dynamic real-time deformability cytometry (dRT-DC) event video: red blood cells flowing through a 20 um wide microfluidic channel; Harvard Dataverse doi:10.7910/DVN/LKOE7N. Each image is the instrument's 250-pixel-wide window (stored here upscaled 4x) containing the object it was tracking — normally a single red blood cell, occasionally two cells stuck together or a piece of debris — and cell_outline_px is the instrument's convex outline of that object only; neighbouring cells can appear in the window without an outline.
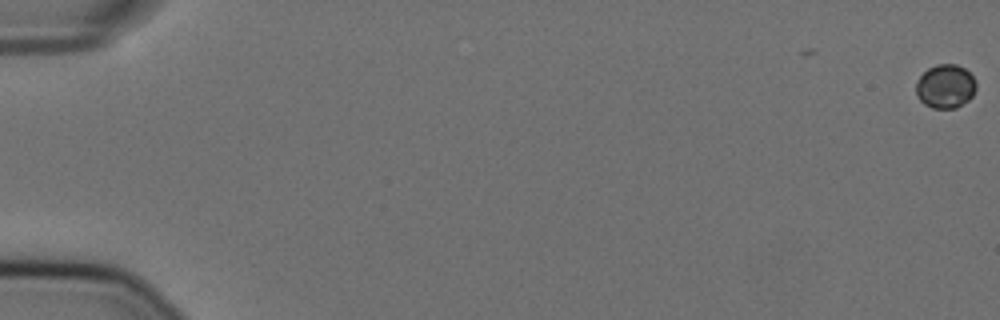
{"species": "Egyptian fruit bat (a non-hibernating species)", "species_latin": "Rousettus aegyptiacus", "temperature_condition": "cold", "stored_images_in_passage": 3, "camera_frame_rate_fps": 3000, "um_per_image_px": 0.085, "animal": {"sex": "female"}, "frame": {"image": 1, "passage_image": 3, "time_ms": 0.667, "image_size_px": [1000, 320], "cell_outline_px": [[976, 88], [972, 96], [968, 100], [956, 108], [932, 108], [924, 104], [920, 100], [916, 92], [916, 84], [920, 76], [928, 68], [936, 64], [956, 64], [964, 68], [976, 80]], "centroid_in_image_um": [80.36, 7.33], "position_along_channel_um": 4.6, "area_um2": 15.32}}